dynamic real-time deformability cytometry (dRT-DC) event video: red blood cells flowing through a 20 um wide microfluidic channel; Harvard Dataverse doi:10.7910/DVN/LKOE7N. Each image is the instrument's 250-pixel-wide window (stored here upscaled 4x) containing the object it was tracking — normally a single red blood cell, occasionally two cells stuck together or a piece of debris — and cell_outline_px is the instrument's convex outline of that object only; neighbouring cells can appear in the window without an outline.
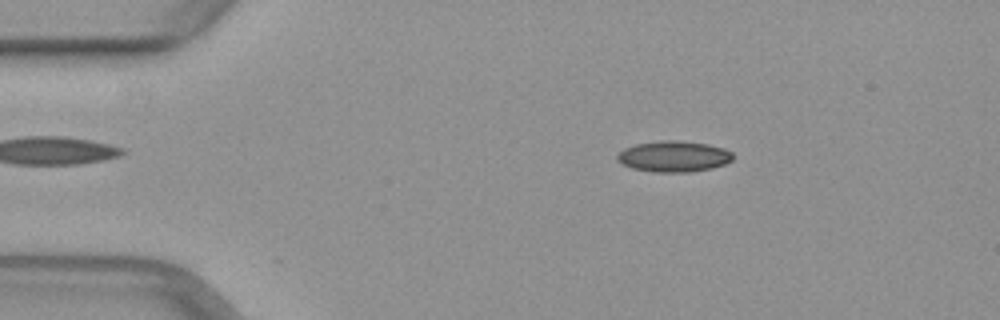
{"species": "common noctule bat (a hibernating species)", "species_latin": "Nyctalus noctula", "temperature_condition": "warm", "stored_images_in_passage": 45, "camera_frame_rate_fps": 3000, "um_per_image_px": 0.085, "animal": {"sex": "female", "body_mass_g": 29.2, "forearm_length_mm": 56.3}, "frame": {"image": 1, "passage_image": 4, "time_ms": 1.0, "image_size_px": [1000, 320], "cell_outline_px": [[732, 160], [724, 164], [712, 168], [692, 172], [656, 172], [632, 168], [616, 160], [616, 156], [624, 148], [636, 144], [664, 140], [676, 140], [708, 144], [724, 148], [732, 152]], "centroid_in_image_um": [57.27, 13.29], "position_along_channel_um": 27.7, "area_um2": 20.81}}
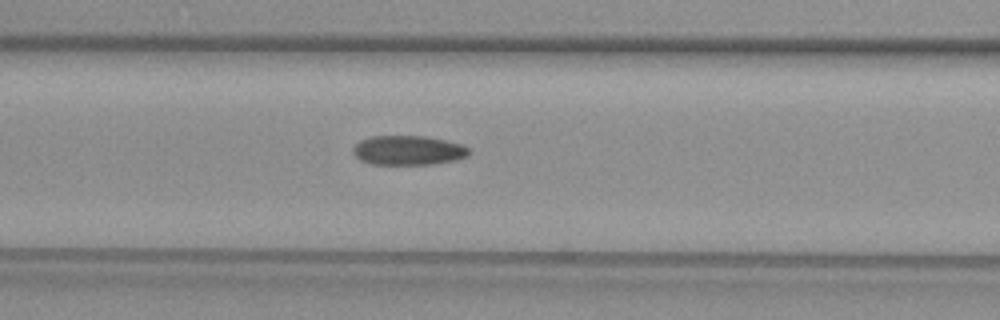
{"frame": {"image": 2, "passage_image": 16, "time_ms": 5.0, "image_size_px": [1000, 320], "cell_outline_px": [[468, 156], [456, 160], [432, 164], [372, 164], [360, 160], [352, 152], [352, 148], [360, 140], [372, 136], [424, 136], [444, 140], [460, 144], [468, 148]], "centroid_in_image_um": [34.66, 12.78], "position_along_channel_um": 131.9, "area_um2": 19.77}}
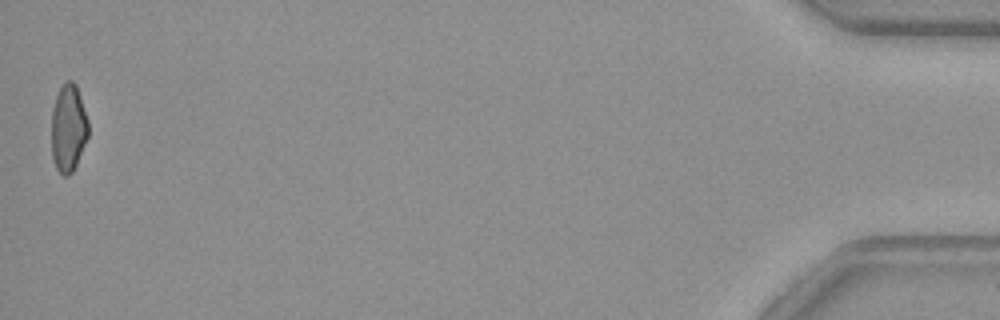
{"frame": {"image": 3, "passage_image": 45, "time_ms": 14.667, "image_size_px": [1000, 320], "cell_outline_px": [[88, 136], [76, 164], [72, 172], [68, 176], [64, 176], [56, 168], [52, 156], [52, 108], [56, 96], [60, 88], [68, 80], [72, 80], [76, 84], [88, 120]], "centroid_in_image_um": [5.81, 10.89], "position_along_channel_um": 429.4, "area_um2": 18.61}}